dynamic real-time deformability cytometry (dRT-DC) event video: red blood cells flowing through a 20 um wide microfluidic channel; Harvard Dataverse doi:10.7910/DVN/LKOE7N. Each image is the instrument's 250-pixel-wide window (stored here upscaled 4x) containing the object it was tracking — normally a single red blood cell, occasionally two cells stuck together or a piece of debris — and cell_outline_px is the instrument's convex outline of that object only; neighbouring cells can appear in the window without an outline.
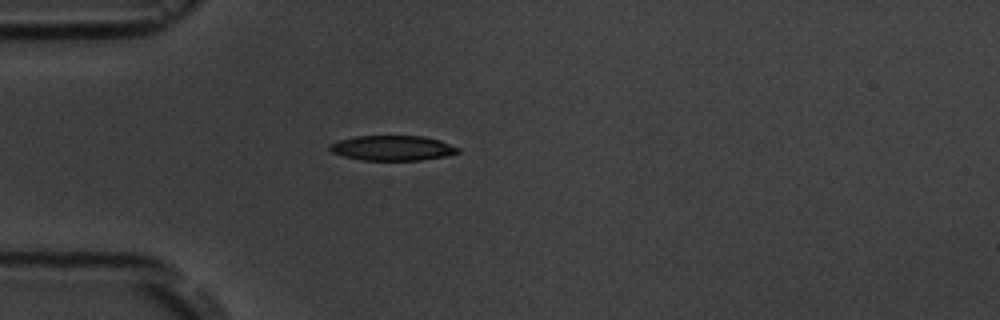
{"species": "common noctule bat (a hibernating species)", "species_latin": "Nyctalus noctula", "temperature_condition": "room temperature", "stored_images_in_passage": 1, "camera_frame_rate_fps": 3000, "um_per_image_px": 0.085, "animal": {"sex": "male", "body_mass_g": 19.5, "forearm_length_mm": 54.6}, "frame": {"image": 1, "passage_image": 1, "time_ms": 0.0, "image_size_px": [1000, 320], "cell_outline_px": [[460, 152], [448, 156], [420, 160], [360, 160], [344, 156], [332, 152], [328, 148], [332, 144], [340, 140], [356, 136], [424, 136], [440, 140], [460, 148]], "centroid_in_image_um": [33.41, 12.58], "position_along_channel_um": 51.6, "area_um2": 18.67}}